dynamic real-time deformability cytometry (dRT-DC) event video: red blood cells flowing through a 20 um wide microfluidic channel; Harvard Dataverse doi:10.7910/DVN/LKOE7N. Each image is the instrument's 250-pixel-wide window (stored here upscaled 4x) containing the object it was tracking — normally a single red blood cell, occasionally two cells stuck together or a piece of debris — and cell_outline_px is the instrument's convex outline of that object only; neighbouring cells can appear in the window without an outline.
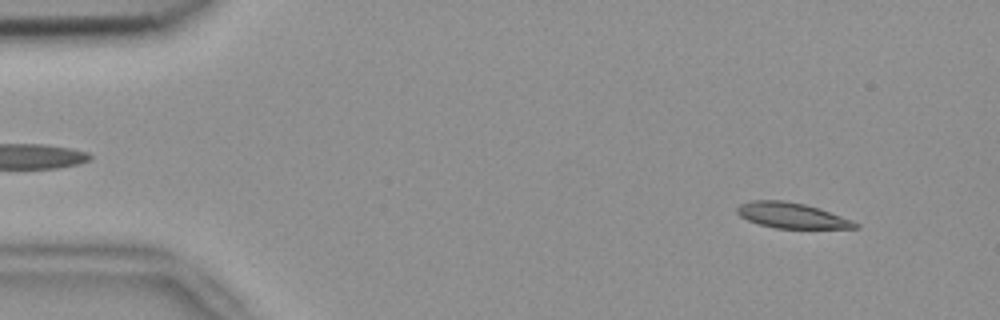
{"species": "common noctule bat (a hibernating species)", "species_latin": "Nyctalus noctula", "temperature_condition": "room temperature", "stored_images_in_passage": 53, "camera_frame_rate_fps": 3000, "um_per_image_px": 0.085, "animal": {"sex": "female", "body_mass_g": 18.4}, "frame": {"image": 1, "passage_image": 5, "time_ms": 1.333, "image_size_px": [1000, 320], "cell_outline_px": [[860, 228], [776, 228], [760, 224], [748, 220], [740, 216], [736, 212], [736, 208], [740, 204], [752, 200], [784, 200], [804, 204], [852, 220], [860, 224]], "centroid_in_image_um": [67.27, 18.31], "position_along_channel_um": 17.7, "area_um2": 17.28}}
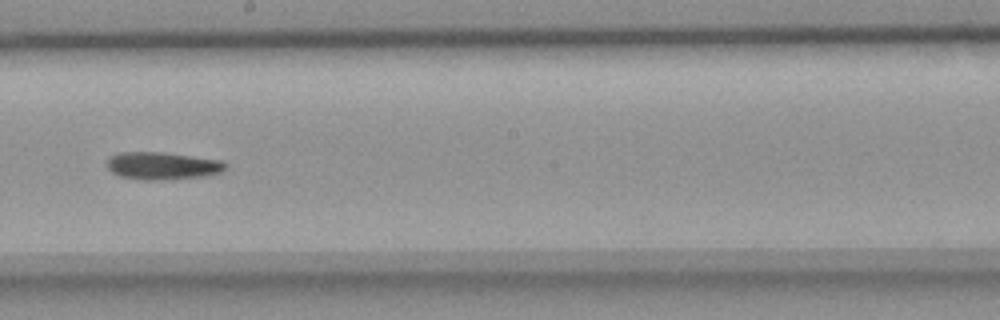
{"frame": {"image": 2, "passage_image": 30, "time_ms": 9.667, "image_size_px": [1000, 320], "cell_outline_px": [[228, 168], [220, 172], [204, 176], [172, 180], [144, 180], [120, 176], [112, 172], [108, 168], [108, 160], [112, 156], [120, 152], [160, 152], [224, 160], [228, 164]], "centroid_in_image_um": [13.87, 14.1], "position_along_channel_um": 234.3, "area_um2": 19.13}}
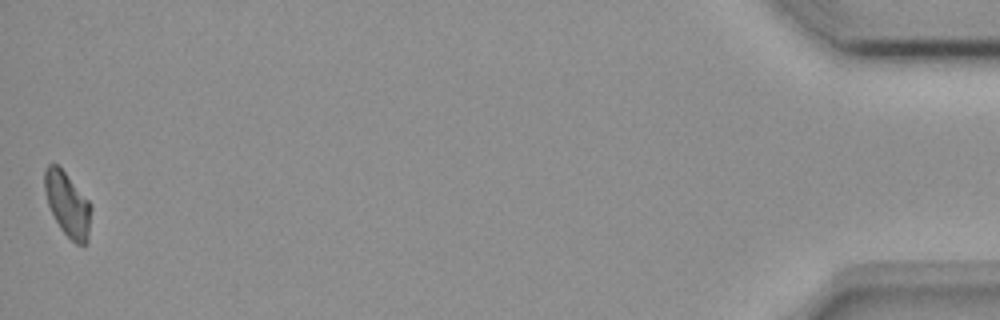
{"frame": {"image": 3, "passage_image": 53, "time_ms": 17.333, "image_size_px": [1000, 320], "cell_outline_px": [[92, 208], [88, 240], [84, 244], [76, 244], [60, 228], [48, 204], [44, 188], [44, 168], [48, 164], [56, 164], [64, 172], [92, 204]], "centroid_in_image_um": [5.75, 17.36], "position_along_channel_um": 429.4, "area_um2": 17.22}}